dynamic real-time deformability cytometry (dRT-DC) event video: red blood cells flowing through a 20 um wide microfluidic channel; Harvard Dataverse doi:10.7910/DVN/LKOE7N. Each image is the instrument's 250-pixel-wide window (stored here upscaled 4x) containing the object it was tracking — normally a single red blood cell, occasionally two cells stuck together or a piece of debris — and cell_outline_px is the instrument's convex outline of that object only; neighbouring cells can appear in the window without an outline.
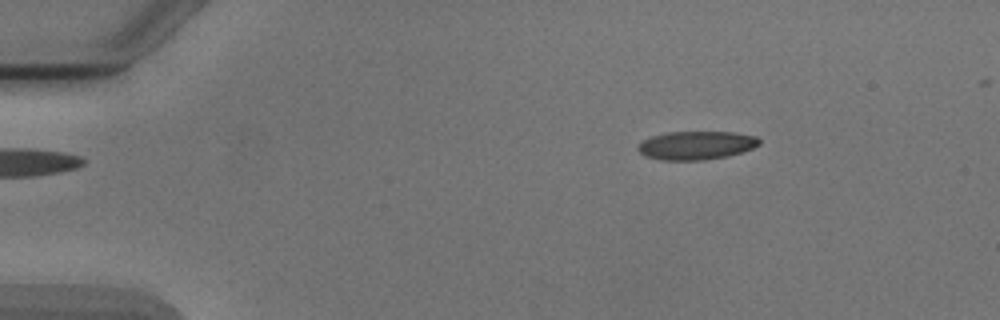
{"species": "Egyptian fruit bat (a non-hibernating species)", "species_latin": "Rousettus aegyptiacus", "temperature_condition": "cold", "stored_images_in_passage": 3, "camera_frame_rate_fps": 3000, "um_per_image_px": 0.085, "animal": {"sex": "male"}, "frame": {"image": 1, "passage_image": 1, "time_ms": 0.0, "image_size_px": [1000, 320], "cell_outline_px": [[760, 144], [752, 148], [728, 156], [704, 160], [660, 160], [644, 156], [636, 148], [644, 140], [652, 136], [668, 132], [732, 132], [756, 136], [760, 140]], "centroid_in_image_um": [59.17, 12.36], "position_along_channel_um": 25.8, "area_um2": 20.06}}